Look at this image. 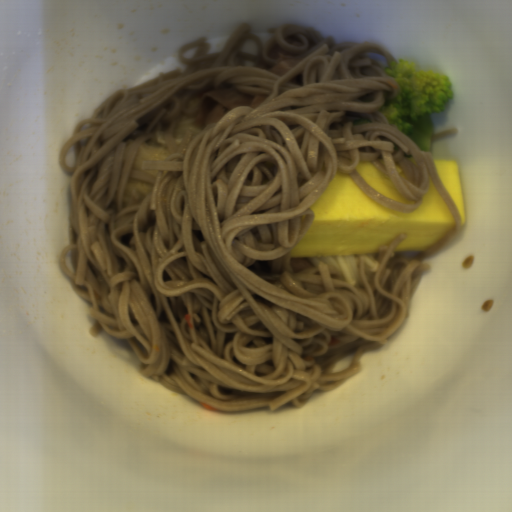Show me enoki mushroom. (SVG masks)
<instances>
[{"mask_svg": "<svg viewBox=\"0 0 512 512\" xmlns=\"http://www.w3.org/2000/svg\"><path fill=\"white\" fill-rule=\"evenodd\" d=\"M316 267L325 264L329 267L331 276L350 283L354 287L361 288L360 266L364 265L365 278H371L377 268L378 262L371 255H343L309 259Z\"/></svg>", "mask_w": 512, "mask_h": 512, "instance_id": "cea9216a", "label": "enoki mushroom"}, {"mask_svg": "<svg viewBox=\"0 0 512 512\" xmlns=\"http://www.w3.org/2000/svg\"><path fill=\"white\" fill-rule=\"evenodd\" d=\"M167 157L166 129H160L140 144L132 164L133 170H139L155 178L157 170L143 169L145 161H163Z\"/></svg>", "mask_w": 512, "mask_h": 512, "instance_id": "6df1b440", "label": "enoki mushroom"}, {"mask_svg": "<svg viewBox=\"0 0 512 512\" xmlns=\"http://www.w3.org/2000/svg\"><path fill=\"white\" fill-rule=\"evenodd\" d=\"M192 119H193V117H191L188 114H182L181 116L178 117L177 123L174 127V132H173V140H174V145L176 147L180 146L185 134L191 133L195 136L196 134H198L200 132L201 129H196L192 125Z\"/></svg>", "mask_w": 512, "mask_h": 512, "instance_id": "6f350940", "label": "enoki mushroom"}, {"mask_svg": "<svg viewBox=\"0 0 512 512\" xmlns=\"http://www.w3.org/2000/svg\"><path fill=\"white\" fill-rule=\"evenodd\" d=\"M152 191H153V185H151L145 181L138 180V179H134V178L129 179L124 188L121 202L128 201L130 195L133 192H137L140 195L138 200H140L142 202L144 200V198Z\"/></svg>", "mask_w": 512, "mask_h": 512, "instance_id": "5e9bcc2f", "label": "enoki mushroom"}]
</instances>
